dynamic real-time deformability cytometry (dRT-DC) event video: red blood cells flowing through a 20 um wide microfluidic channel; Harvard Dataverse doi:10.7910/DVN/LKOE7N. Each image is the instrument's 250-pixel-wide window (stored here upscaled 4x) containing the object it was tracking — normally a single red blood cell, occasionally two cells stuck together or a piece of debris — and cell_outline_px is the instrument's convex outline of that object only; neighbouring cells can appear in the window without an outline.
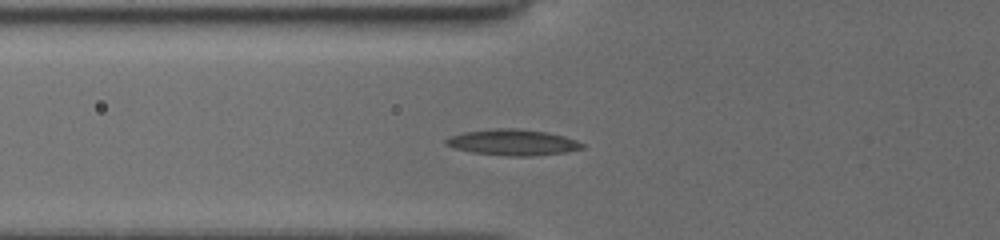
{"species": "common noctule bat (a hibernating species)", "species_latin": "Nyctalus noctula", "temperature_condition": "cold", "stored_images_in_passage": 10, "camera_frame_rate_fps": 3000, "um_per_image_px": 0.085, "animal": {"sex": "female", "body_mass_g": 19.5, "forearm_length_mm": 54.1}, "frame": {"image": 1, "passage_image": 9, "time_ms": 3.0, "image_size_px": [1000, 240], "cell_outline_px": [[584, 148], [564, 152], [532, 156], [508, 156], [472, 152], [456, 148], [444, 144], [444, 140], [448, 136], [464, 132], [496, 128], [520, 128], [548, 132], [564, 136], [576, 140], [584, 144]], "centroid_in_image_um": [43.58, 12.09], "position_along_channel_um": 82.2, "area_um2": 20.69}}